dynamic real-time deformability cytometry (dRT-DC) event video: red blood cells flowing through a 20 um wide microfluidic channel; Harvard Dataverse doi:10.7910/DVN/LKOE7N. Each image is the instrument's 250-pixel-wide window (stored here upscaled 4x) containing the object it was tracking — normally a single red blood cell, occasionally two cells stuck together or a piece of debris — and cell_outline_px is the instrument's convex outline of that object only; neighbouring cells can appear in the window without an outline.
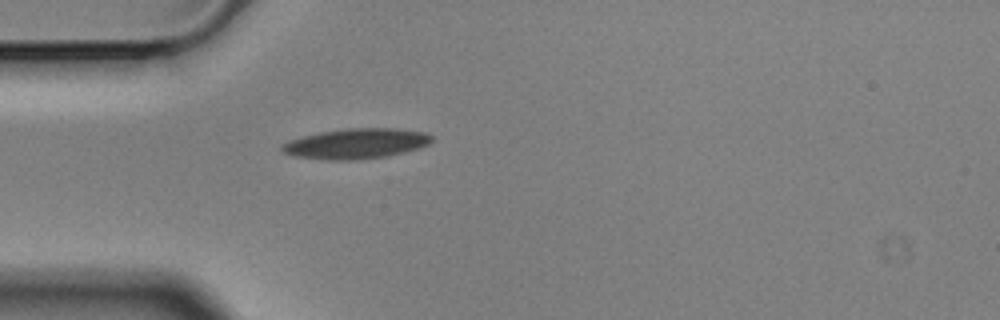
{"species": "Egyptian fruit bat (a non-hibernating species)", "species_latin": "Rousettus aegyptiacus", "temperature_condition": "cold", "stored_images_in_passage": 2, "camera_frame_rate_fps": 3000, "um_per_image_px": 0.085, "animal": {"sex": "male"}, "frame": {"image": 1, "passage_image": 2, "time_ms": 0.333, "image_size_px": [1000, 320], "cell_outline_px": [[432, 140], [428, 144], [420, 148], [388, 156], [360, 160], [328, 160], [292, 156], [280, 152], [280, 144], [288, 140], [320, 132], [348, 128], [396, 128], [424, 132], [432, 136]], "centroid_in_image_um": [30.22, 12.22], "position_along_channel_um": 54.8, "area_um2": 26.7}}